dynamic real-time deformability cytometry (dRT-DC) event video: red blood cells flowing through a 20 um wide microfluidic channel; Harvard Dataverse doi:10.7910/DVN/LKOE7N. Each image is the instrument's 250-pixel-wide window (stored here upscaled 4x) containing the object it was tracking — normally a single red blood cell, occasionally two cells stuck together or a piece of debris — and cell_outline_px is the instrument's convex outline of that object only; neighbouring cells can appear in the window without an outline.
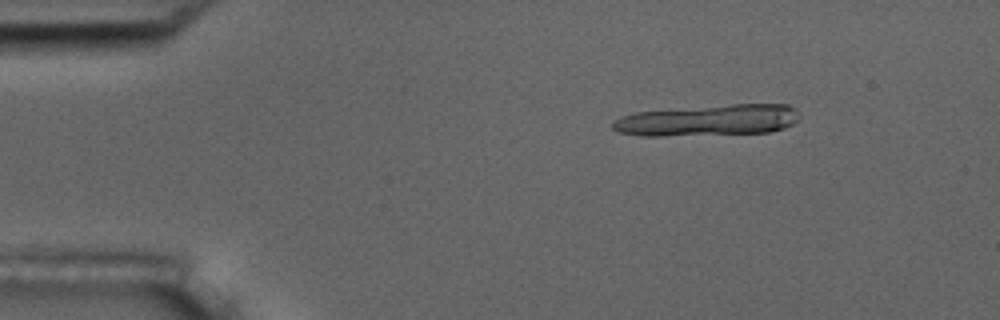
{"species": "common noctule bat (a hibernating species)", "species_latin": "Nyctalus noctula", "temperature_condition": "room temperature", "stored_images_in_passage": 5, "camera_frame_rate_fps": 3000, "um_per_image_px": 0.085, "animal": {"sex": "male", "body_mass_g": 17.5, "forearm_length_mm": 52.3}, "frame": {"image": 1, "passage_image": 5, "time_ms": 4.667, "image_size_px": [1000, 320], "cell_outline_px": [[800, 120], [784, 128], [768, 132], [664, 136], [644, 136], [620, 132], [612, 128], [612, 120], [620, 116], [636, 112], [732, 104], [788, 104], [796, 108]], "centroid_in_image_um": [60.21, 10.22], "position_along_channel_um": 24.8, "area_um2": 34.04}}